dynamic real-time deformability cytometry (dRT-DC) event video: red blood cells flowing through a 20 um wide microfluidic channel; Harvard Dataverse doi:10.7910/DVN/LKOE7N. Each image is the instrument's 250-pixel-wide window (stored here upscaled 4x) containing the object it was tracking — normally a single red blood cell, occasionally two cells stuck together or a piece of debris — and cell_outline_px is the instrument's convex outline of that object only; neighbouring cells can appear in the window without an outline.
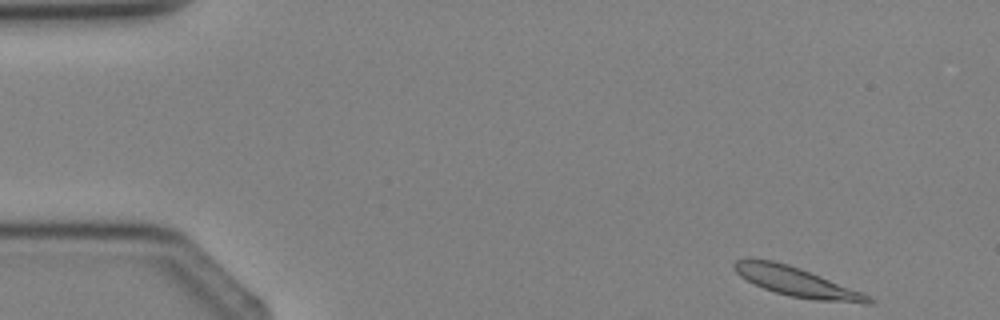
{"species": "Egyptian fruit bat (a non-hibernating species)", "species_latin": "Rousettus aegyptiacus", "temperature_condition": "cold", "stored_images_in_passage": 4, "camera_frame_rate_fps": 3000, "um_per_image_px": 0.085, "animal": {"sex": "female"}, "frame": {"image": 1, "passage_image": 1, "time_ms": 0.0, "image_size_px": [1000, 320], "cell_outline_px": [[876, 300], [872, 304], [864, 304], [816, 300], [788, 296], [764, 288], [740, 276], [732, 268], [732, 264], [736, 260], [772, 260], [788, 264], [800, 268], [872, 296]], "centroid_in_image_um": [67.79, 23.99], "position_along_channel_um": 17.2, "area_um2": 22.72}}